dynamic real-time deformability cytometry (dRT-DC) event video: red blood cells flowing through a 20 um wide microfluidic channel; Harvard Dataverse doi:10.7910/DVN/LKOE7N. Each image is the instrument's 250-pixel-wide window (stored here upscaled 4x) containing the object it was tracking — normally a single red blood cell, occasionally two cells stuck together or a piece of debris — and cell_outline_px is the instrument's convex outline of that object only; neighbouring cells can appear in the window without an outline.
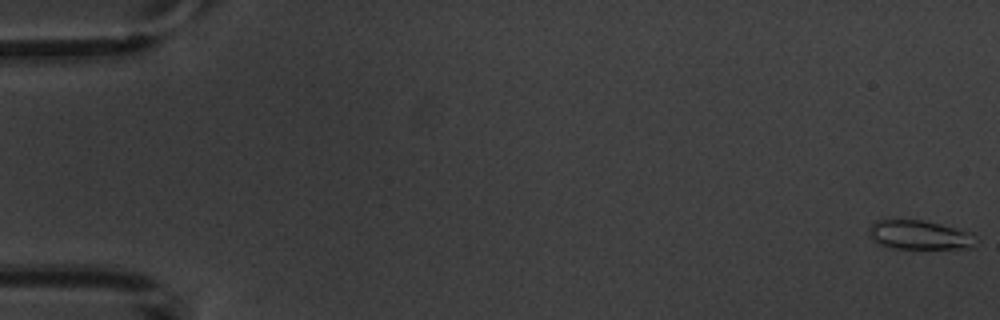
{"species": "common noctule bat (a hibernating species)", "species_latin": "Nyctalus noctula", "temperature_condition": "warm", "stored_images_in_passage": 4, "camera_frame_rate_fps": 3000, "um_per_image_px": 0.085, "animal": {"sex": "male", "body_mass_g": 20.1, "forearm_length_mm": 53.5}, "frame": {"image": 1, "passage_image": 1, "time_ms": 0.0, "image_size_px": [1000, 320], "cell_outline_px": [[972, 248], [892, 248], [880, 244], [872, 240], [868, 232], [868, 228], [876, 220], [924, 220], [972, 232]], "centroid_in_image_um": [78.08, 19.96], "position_along_channel_um": 6.9, "area_um2": 17.86}}